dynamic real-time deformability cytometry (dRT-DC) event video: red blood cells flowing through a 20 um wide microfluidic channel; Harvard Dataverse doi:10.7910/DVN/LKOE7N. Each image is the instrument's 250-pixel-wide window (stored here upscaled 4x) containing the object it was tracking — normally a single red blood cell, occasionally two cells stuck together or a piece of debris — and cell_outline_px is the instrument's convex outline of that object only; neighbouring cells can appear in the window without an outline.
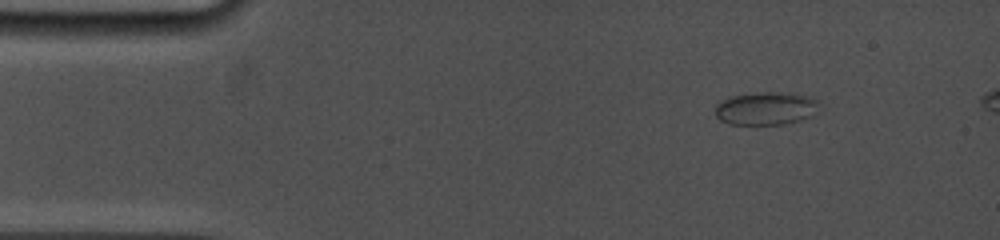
{"species": "common noctule bat (a hibernating species)", "species_latin": "Nyctalus noctula", "temperature_condition": "cold", "stored_images_in_passage": 24, "camera_frame_rate_fps": 5000, "um_per_image_px": 0.085, "animal": {"sex": "female", "body_mass_g": 19.0, "forearm_length_mm": 53.3}, "frame": {"image": 1, "passage_image": 1, "time_ms": 0.0, "image_size_px": [1000, 240], "cell_outline_px": [[820, 104], [808, 116], [784, 124], [728, 124], [720, 120], [716, 116], [716, 104], [728, 96], [764, 92], [792, 92], [808, 96], [816, 100]], "centroid_in_image_um": [65.04, 9.19], "position_along_channel_um": 20.0, "area_um2": 19.77}}
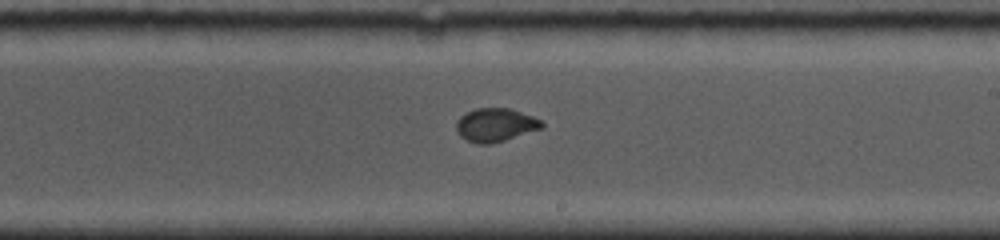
{"frame": {"image": 2, "passage_image": 12, "time_ms": 7.8, "image_size_px": [1000, 240], "cell_outline_px": [[544, 124], [540, 128], [492, 144], [476, 144], [460, 136], [456, 132], [456, 120], [464, 112], [476, 108], [508, 108], [532, 116], [540, 120]], "centroid_in_image_um": [42.03, 10.61], "position_along_channel_um": 247.0, "area_um2": 16.53}}
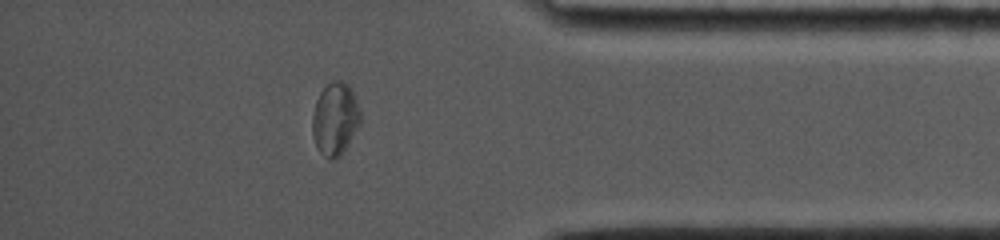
{"frame": {"image": 3, "passage_image": 20, "time_ms": 12.2, "image_size_px": [1000, 240], "cell_outline_px": [[360, 124], [348, 144], [340, 156], [336, 160], [328, 160], [316, 148], [312, 136], [312, 116], [316, 100], [320, 92], [332, 80], [344, 80], [352, 88], [360, 112]], "centroid_in_image_um": [28.47, 10.12], "position_along_channel_um": 406.7, "area_um2": 20.63}}